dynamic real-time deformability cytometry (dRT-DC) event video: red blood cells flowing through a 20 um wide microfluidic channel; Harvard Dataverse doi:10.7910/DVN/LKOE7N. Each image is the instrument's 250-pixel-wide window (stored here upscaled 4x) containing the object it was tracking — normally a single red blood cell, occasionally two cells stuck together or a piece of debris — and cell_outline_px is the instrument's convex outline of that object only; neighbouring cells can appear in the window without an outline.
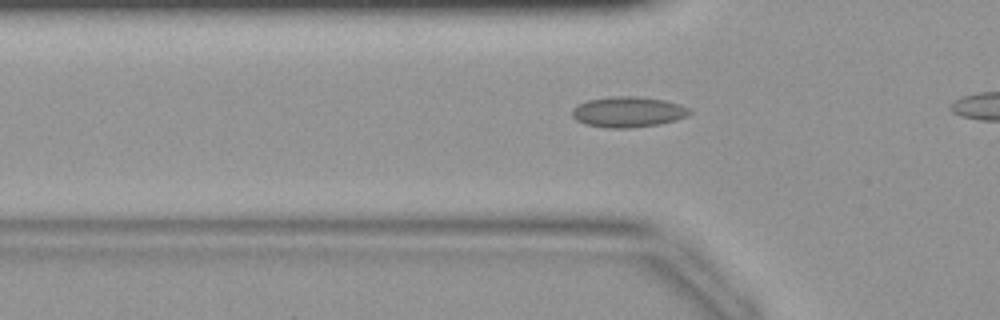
{"species": "common noctule bat (a hibernating species)", "species_latin": "Nyctalus noctula", "temperature_condition": "warm", "stored_images_in_passage": 12, "camera_frame_rate_fps": 3000, "um_per_image_px": 0.085, "animal": {"sex": "female", "body_mass_g": 19.9}, "frame": {"image": 1, "passage_image": 7, "time_ms": 2.0, "image_size_px": [1000, 320], "cell_outline_px": [[692, 112], [688, 116], [676, 120], [660, 124], [628, 128], [608, 128], [584, 124], [576, 120], [572, 116], [572, 108], [576, 104], [588, 100], [612, 96], [636, 96], [664, 100], [688, 108]], "centroid_in_image_um": [53.34, 9.52], "position_along_channel_um": 72.5, "area_um2": 20.98}}